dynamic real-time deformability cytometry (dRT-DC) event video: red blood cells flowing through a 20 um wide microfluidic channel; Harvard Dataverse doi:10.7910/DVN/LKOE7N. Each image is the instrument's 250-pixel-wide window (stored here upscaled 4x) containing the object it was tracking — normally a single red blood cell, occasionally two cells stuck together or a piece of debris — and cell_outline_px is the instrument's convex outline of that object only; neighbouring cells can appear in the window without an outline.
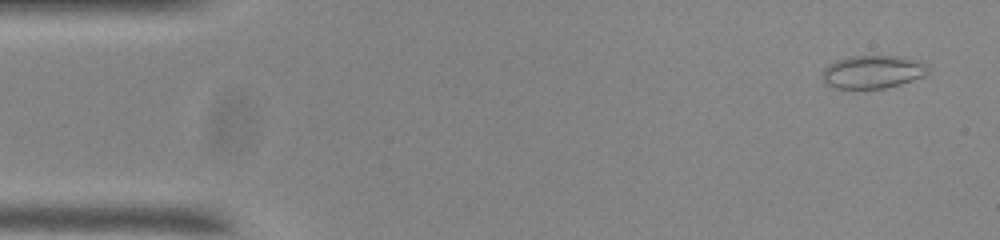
{"species": "common noctule bat (a hibernating species)", "species_latin": "Nyctalus noctula", "temperature_condition": "room temperature", "stored_images_in_passage": 53, "camera_frame_rate_fps": 3000, "um_per_image_px": 0.085, "animal": {"sex": "male", "body_mass_g": 20.0, "forearm_length_mm": 53.3}, "frame": {"image": 1, "passage_image": 2, "time_ms": 0.333, "image_size_px": [1000, 240], "cell_outline_px": [[928, 72], [924, 76], [900, 84], [884, 88], [836, 88], [828, 84], [820, 76], [824, 68], [828, 64], [836, 60], [852, 56], [904, 56], [928, 64]], "centroid_in_image_um": [74.19, 6.09], "position_along_channel_um": 10.8, "area_um2": 20.35}}
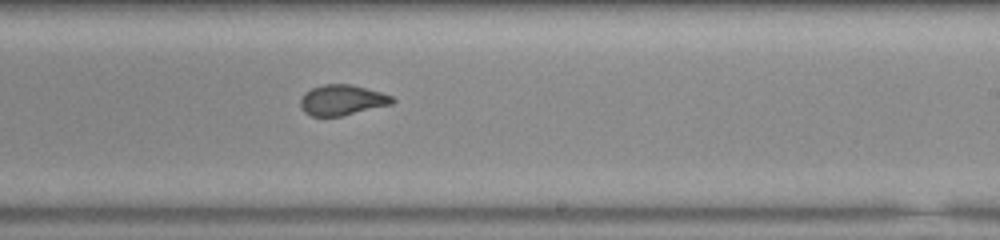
{"frame": {"image": 2, "passage_image": 31, "time_ms": 10.0, "image_size_px": [1000, 240], "cell_outline_px": [[396, 100], [392, 104], [340, 116], [312, 116], [304, 112], [300, 108], [300, 96], [304, 92], [312, 88], [324, 84], [352, 84], [380, 92], [392, 96]], "centroid_in_image_um": [29.04, 8.5], "position_along_channel_um": 260.0, "area_um2": 16.36}}
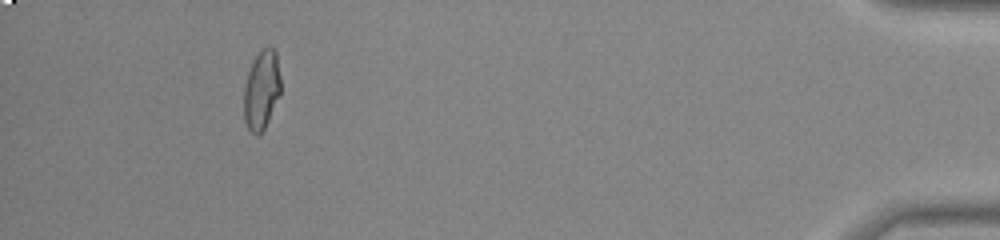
{"frame": {"image": 3, "passage_image": 49, "time_ms": 16.0, "image_size_px": [1000, 240], "cell_outline_px": [[280, 92], [268, 120], [264, 128], [256, 136], [248, 128], [244, 120], [244, 84], [248, 72], [256, 56], [268, 44], [276, 52], [280, 76]], "centroid_in_image_um": [22.22, 7.63], "position_along_channel_um": 413.0, "area_um2": 16.7}, "authors_computed_cell_mechanics": {"area_um2": 17.2244, "velocity_mm_per_s": 3.7366, "shape_relaxation_time_tau1_ms": null, "shape_relaxation_time_tau2_ms": 0.9453, "deformation_change_tau1": null, "deformation_change_tau2": 0.0667}}